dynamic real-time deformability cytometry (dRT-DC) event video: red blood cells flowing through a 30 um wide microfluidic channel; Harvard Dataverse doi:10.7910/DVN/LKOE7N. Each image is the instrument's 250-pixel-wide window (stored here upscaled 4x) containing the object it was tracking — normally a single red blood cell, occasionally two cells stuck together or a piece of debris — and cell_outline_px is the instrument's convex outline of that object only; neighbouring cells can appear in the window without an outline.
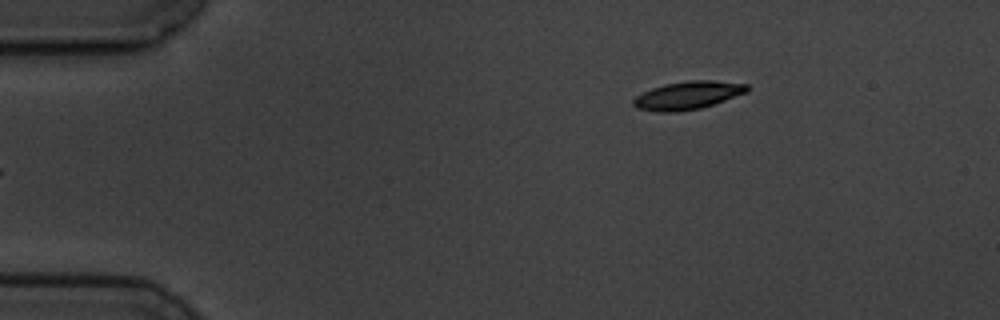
{"species": "common noctule bat (a hibernating species)", "species_latin": "Nyctalus noctula", "temperature_condition": "cold", "stored_images_in_passage": 3, "camera_frame_rate_fps": 3000, "um_per_image_px": 0.085, "animal": {"sex": "male", "body_mass_g": 19.5, "forearm_length_mm": 54.6}, "frame": {"image": 1, "passage_image": 3, "time_ms": 2.667, "image_size_px": [1000, 320], "cell_outline_px": [[748, 92], [700, 108], [676, 112], [660, 112], [636, 108], [632, 104], [632, 100], [636, 96], [652, 88], [664, 84], [688, 80], [712, 80], [748, 84]], "centroid_in_image_um": [58.44, 8.1], "position_along_channel_um": 26.6, "area_um2": 18.5}}